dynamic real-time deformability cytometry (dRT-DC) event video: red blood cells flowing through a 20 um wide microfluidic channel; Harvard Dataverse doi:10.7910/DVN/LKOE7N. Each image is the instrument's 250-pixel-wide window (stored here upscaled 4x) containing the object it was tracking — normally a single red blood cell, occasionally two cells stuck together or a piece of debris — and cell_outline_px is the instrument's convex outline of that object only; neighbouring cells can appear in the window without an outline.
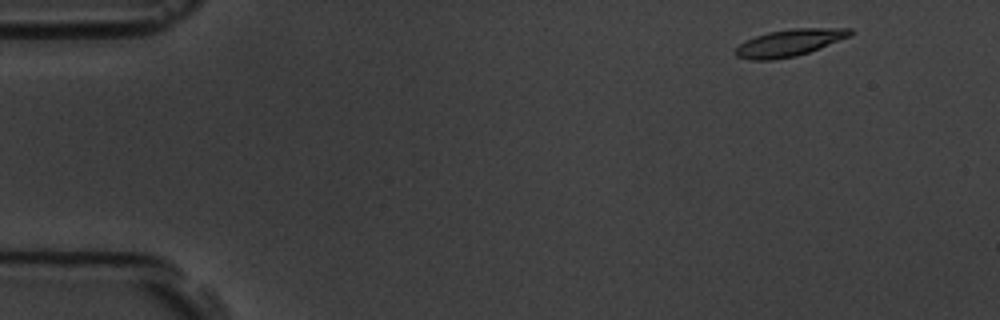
{"species": "common noctule bat (a hibernating species)", "species_latin": "Nyctalus noctula", "temperature_condition": "room temperature", "stored_images_in_passage": 55, "camera_frame_rate_fps": 3000, "um_per_image_px": 0.085, "animal": {"sex": "male", "body_mass_g": 19.5, "forearm_length_mm": 54.6}, "frame": {"image": 1, "passage_image": 3, "time_ms": 0.667, "image_size_px": [1000, 320], "cell_outline_px": [[856, 32], [852, 36], [820, 48], [796, 56], [772, 60], [752, 60], [736, 56], [732, 52], [740, 44], [756, 36], [768, 32], [792, 28], [852, 28]], "centroid_in_image_um": [67.15, 3.63], "position_along_channel_um": 17.9, "area_um2": 18.15}}
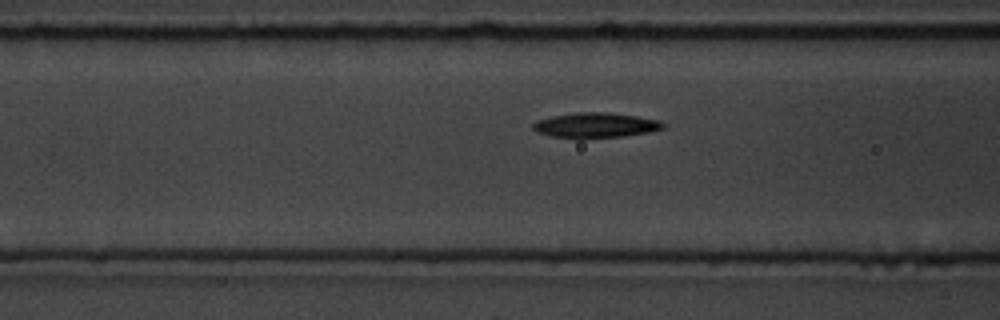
{"frame": {"image": 2, "passage_image": 20, "time_ms": 6.333, "image_size_px": [1000, 320], "cell_outline_px": [[664, 128], [648, 132], [620, 136], [580, 140], [576, 140], [552, 136], [536, 132], [532, 128], [532, 124], [536, 120], [552, 116], [576, 112], [608, 112], [636, 116], [660, 120], [664, 124]], "centroid_in_image_um": [50.56, 10.66], "position_along_channel_um": 116.0, "area_um2": 19.36}}
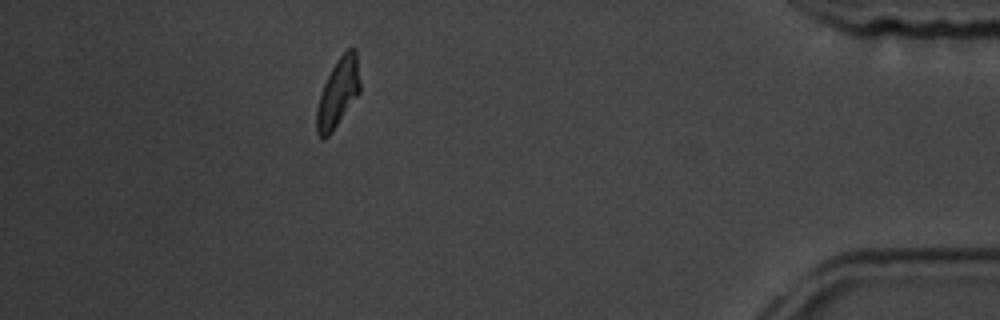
{"frame": {"image": 3, "passage_image": 49, "time_ms": 16.0, "image_size_px": [1000, 320], "cell_outline_px": [[360, 92], [332, 132], [324, 140], [316, 132], [316, 108], [324, 84], [336, 60], [348, 48], [356, 48], [360, 84]], "centroid_in_image_um": [28.73, 7.89], "position_along_channel_um": 406.5, "area_um2": 17.22}, "authors_computed_cell_mechanics": {"area_um2": 17.918, "velocity_mm_per_s": 3.533, "shape_relaxation_time_tau1_ms": 2.807, "shape_relaxation_time_tau2_ms": 2.6661, "deformation_change_tau1": 0.1499, "deformation_change_tau2": 0.0963}}